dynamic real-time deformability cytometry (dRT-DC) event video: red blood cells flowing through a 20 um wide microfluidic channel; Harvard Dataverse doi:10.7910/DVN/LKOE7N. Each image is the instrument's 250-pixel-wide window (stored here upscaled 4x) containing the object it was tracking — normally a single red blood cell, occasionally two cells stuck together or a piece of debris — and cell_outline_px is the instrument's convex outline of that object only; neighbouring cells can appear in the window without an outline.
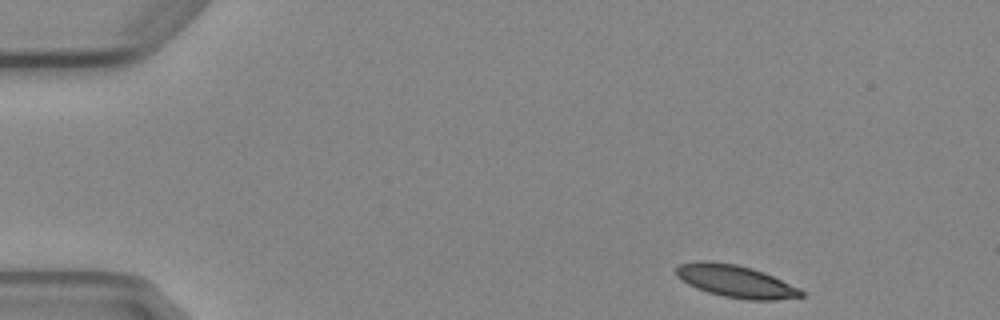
{"species": "Egyptian fruit bat (a non-hibernating species)", "species_latin": "Rousettus aegyptiacus", "temperature_condition": "cold", "stored_images_in_passage": 4, "camera_frame_rate_fps": 3000, "um_per_image_px": 0.085, "animal": {"sex": "female"}, "frame": {"image": 1, "passage_image": 1, "time_ms": 0.0, "image_size_px": [1000, 320], "cell_outline_px": [[804, 296], [776, 300], [748, 300], [724, 296], [708, 292], [696, 288], [688, 284], [676, 276], [676, 268], [680, 264], [696, 260], [712, 260], [736, 264], [752, 268], [764, 272], [800, 288], [804, 292]], "centroid_in_image_um": [62.52, 23.89], "position_along_channel_um": 22.5, "area_um2": 23.76}}
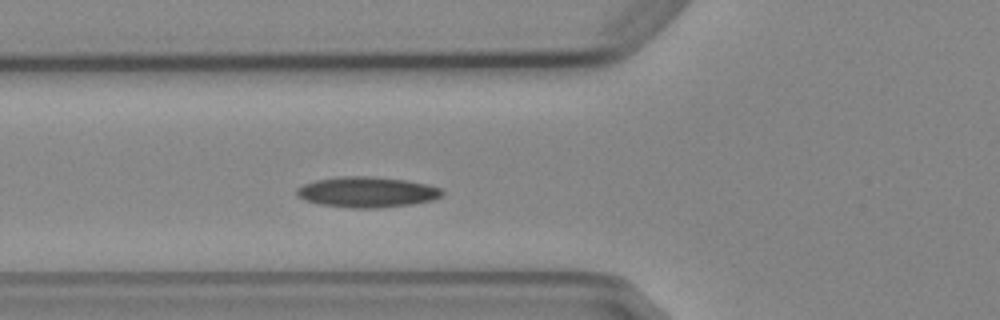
{"frame": {"image": 2, "passage_image": 4, "time_ms": 4.333, "image_size_px": [1000, 320], "cell_outline_px": [[444, 192], [440, 196], [432, 200], [412, 204], [380, 208], [352, 208], [320, 204], [304, 200], [296, 196], [296, 188], [304, 184], [316, 180], [340, 176], [372, 176], [404, 180], [428, 184], [444, 188]], "centroid_in_image_um": [31.2, 16.32], "position_along_channel_um": 94.6, "area_um2": 26.07}}